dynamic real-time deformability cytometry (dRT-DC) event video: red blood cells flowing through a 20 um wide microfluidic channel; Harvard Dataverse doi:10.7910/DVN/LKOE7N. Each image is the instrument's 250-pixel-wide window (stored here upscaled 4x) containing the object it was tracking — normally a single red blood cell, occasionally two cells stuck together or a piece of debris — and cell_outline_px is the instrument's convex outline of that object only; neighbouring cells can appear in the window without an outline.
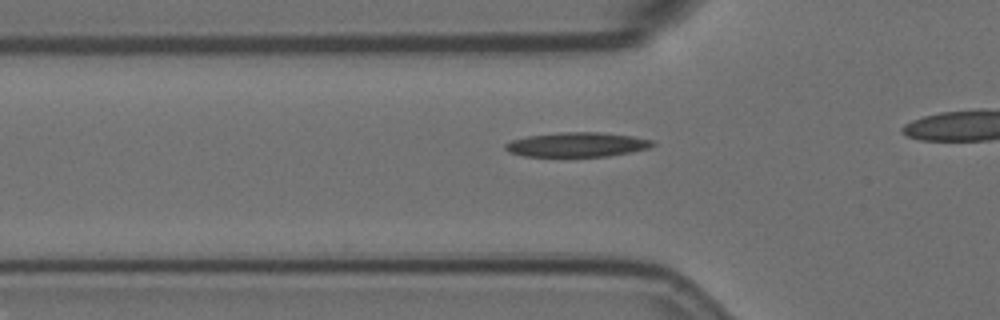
{"species": "Egyptian fruit bat (a non-hibernating species)", "species_latin": "Rousettus aegyptiacus", "temperature_condition": "room temperature", "stored_images_in_passage": 28, "camera_frame_rate_fps": 3000, "um_per_image_px": 0.085, "animal": {"sex": "female"}, "frame": {"image": 1, "passage_image": 2, "time_ms": 0.333, "image_size_px": [1000, 320], "cell_outline_px": [[656, 144], [648, 148], [632, 152], [608, 156], [524, 156], [508, 152], [504, 148], [504, 144], [512, 140], [528, 136], [560, 132], [600, 132], [632, 136], [656, 140]], "centroid_in_image_um": [49.08, 12.29], "position_along_channel_um": 76.7, "area_um2": 21.1}}
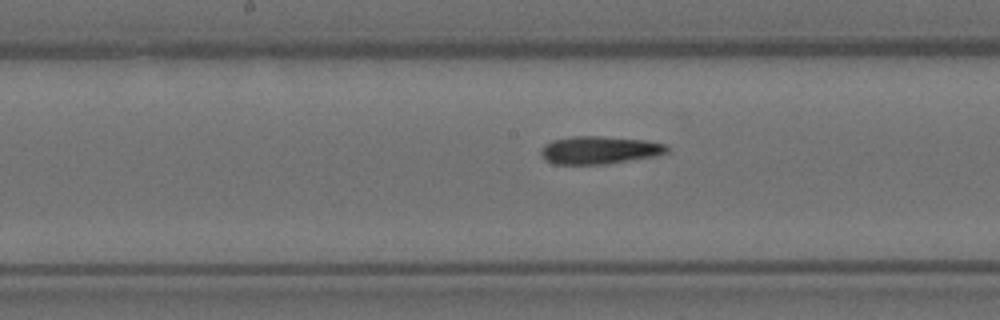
{"frame": {"image": 2, "passage_image": 12, "time_ms": 3.667, "image_size_px": [1000, 320], "cell_outline_px": [[668, 152], [660, 156], [608, 164], [556, 164], [544, 160], [540, 156], [540, 148], [544, 144], [552, 140], [572, 136], [600, 136], [644, 140], [668, 144]], "centroid_in_image_um": [50.96, 12.76], "position_along_channel_um": 197.2, "area_um2": 20.87}}
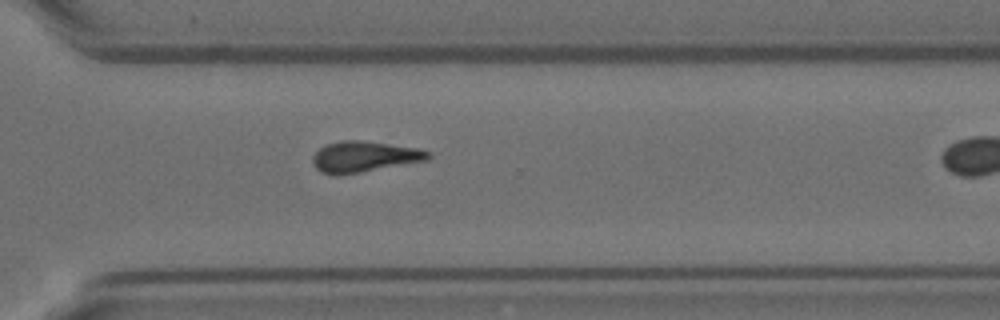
{"frame": {"image": 3, "passage_image": 24, "time_ms": 7.667, "image_size_px": [1000, 320], "cell_outline_px": [[432, 156], [428, 160], [336, 176], [320, 172], [316, 168], [312, 160], [312, 156], [320, 148], [328, 144], [340, 140], [360, 140], [420, 148], [432, 152]], "centroid_in_image_um": [30.98, 13.31], "position_along_channel_um": 339.6, "area_um2": 20.81}}